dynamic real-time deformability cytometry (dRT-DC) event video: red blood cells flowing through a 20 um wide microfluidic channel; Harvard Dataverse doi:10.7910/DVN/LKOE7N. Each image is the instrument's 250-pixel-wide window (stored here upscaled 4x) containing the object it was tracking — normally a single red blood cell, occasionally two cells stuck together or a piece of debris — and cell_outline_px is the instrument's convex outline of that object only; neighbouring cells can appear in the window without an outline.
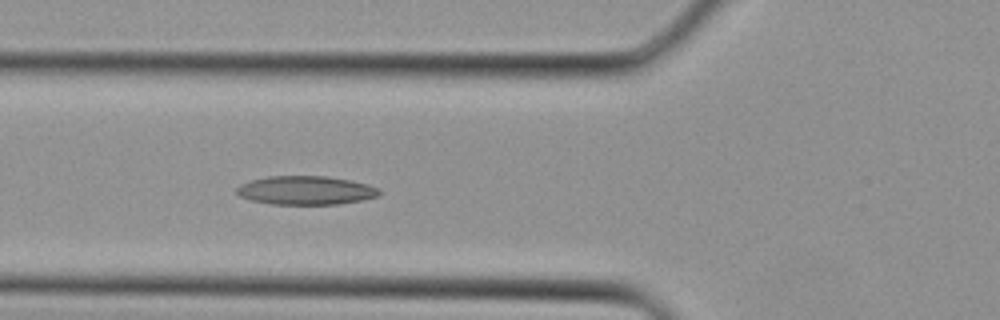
{"species": "Egyptian fruit bat (a non-hibernating species)", "species_latin": "Rousettus aegyptiacus", "temperature_condition": "cold", "stored_images_in_passage": 12, "camera_frame_rate_fps": 3000, "um_per_image_px": 0.085, "animal": {"sex": "female"}, "frame": {"image": 1, "passage_image": 12, "time_ms": 3.667, "image_size_px": [1000, 320], "cell_outline_px": [[380, 196], [360, 200], [336, 204], [272, 204], [252, 200], [240, 196], [236, 192], [236, 188], [240, 184], [248, 180], [268, 176], [324, 176], [348, 180], [368, 184], [380, 188]], "centroid_in_image_um": [25.97, 16.17], "position_along_channel_um": 99.8, "area_um2": 23.81}}